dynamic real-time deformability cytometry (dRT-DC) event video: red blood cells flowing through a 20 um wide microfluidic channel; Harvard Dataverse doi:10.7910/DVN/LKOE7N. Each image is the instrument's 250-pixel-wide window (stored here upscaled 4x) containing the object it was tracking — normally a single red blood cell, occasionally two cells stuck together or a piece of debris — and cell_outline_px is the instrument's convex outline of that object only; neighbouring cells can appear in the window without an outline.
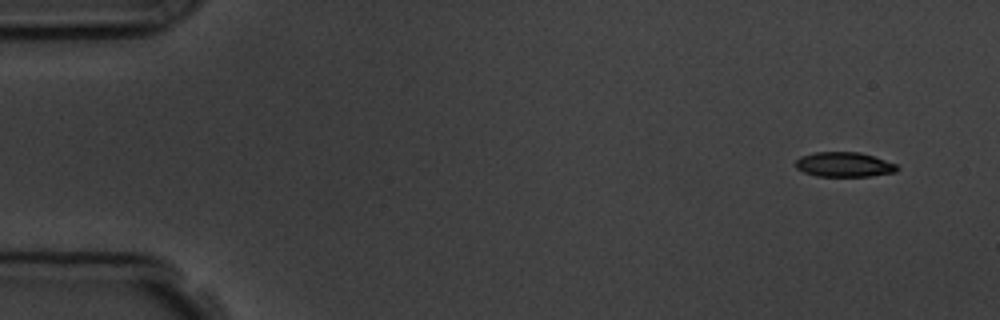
{"species": "common noctule bat (a hibernating species)", "species_latin": "Nyctalus noctula", "temperature_condition": "room temperature", "stored_images_in_passage": 8, "camera_frame_rate_fps": 3000, "um_per_image_px": 0.085, "animal": {"sex": "male", "body_mass_g": 19.5, "forearm_length_mm": 54.6}, "frame": {"image": 1, "passage_image": 1, "time_ms": 0.0, "image_size_px": [1000, 320], "cell_outline_px": [[900, 168], [896, 172], [868, 176], [816, 176], [804, 172], [796, 168], [796, 160], [800, 156], [816, 152], [860, 152], [896, 164]], "centroid_in_image_um": [71.74, 13.98], "position_along_channel_um": 13.3, "area_um2": 14.57}}
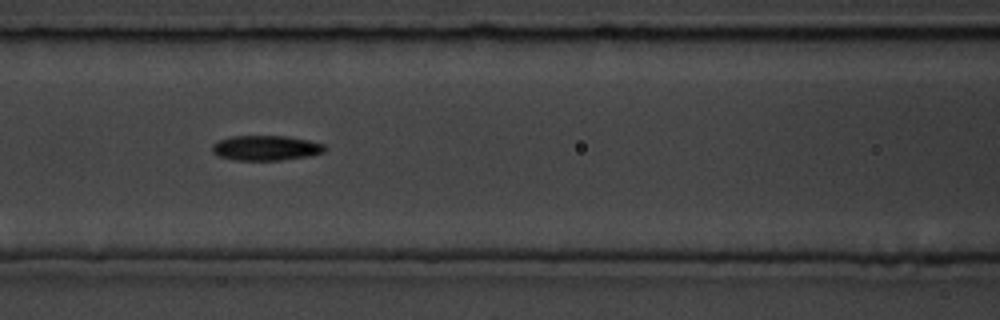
{"frame": {"image": 2, "passage_image": 7, "time_ms": 6.667, "image_size_px": [1000, 320], "cell_outline_px": [[328, 148], [324, 152], [308, 156], [280, 160], [236, 160], [220, 156], [212, 152], [212, 144], [220, 140], [232, 136], [288, 136], [308, 140], [324, 144]], "centroid_in_image_um": [22.63, 12.57], "position_along_channel_um": 144.0, "area_um2": 16.36}}